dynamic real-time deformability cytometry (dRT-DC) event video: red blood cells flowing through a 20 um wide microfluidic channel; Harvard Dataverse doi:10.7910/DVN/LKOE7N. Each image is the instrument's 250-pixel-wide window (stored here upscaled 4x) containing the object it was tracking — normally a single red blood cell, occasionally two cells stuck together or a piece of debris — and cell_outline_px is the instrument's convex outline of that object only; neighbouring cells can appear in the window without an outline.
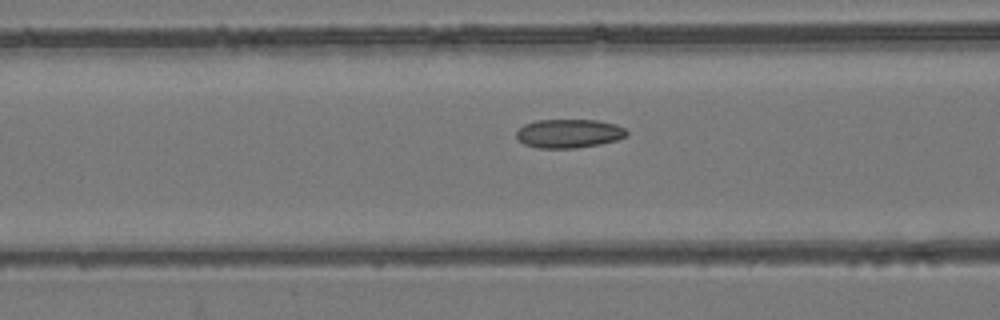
{"species": "common noctule bat (a hibernating species)", "species_latin": "Nyctalus noctula", "temperature_condition": "room temperature", "stored_images_in_passage": 33, "camera_frame_rate_fps": 3000, "um_per_image_px": 0.085, "animal": {"sex": "female", "body_mass_g": 24.6, "forearm_length_mm": 56.2}, "frame": {"image": 1, "passage_image": 18, "time_ms": 5.667, "image_size_px": [1000, 320], "cell_outline_px": [[628, 136], [616, 140], [600, 144], [576, 148], [536, 148], [524, 144], [516, 136], [516, 132], [524, 124], [536, 120], [596, 120], [616, 124], [624, 128], [628, 132]], "centroid_in_image_um": [48.37, 11.35], "position_along_channel_um": 118.2, "area_um2": 18.55}}
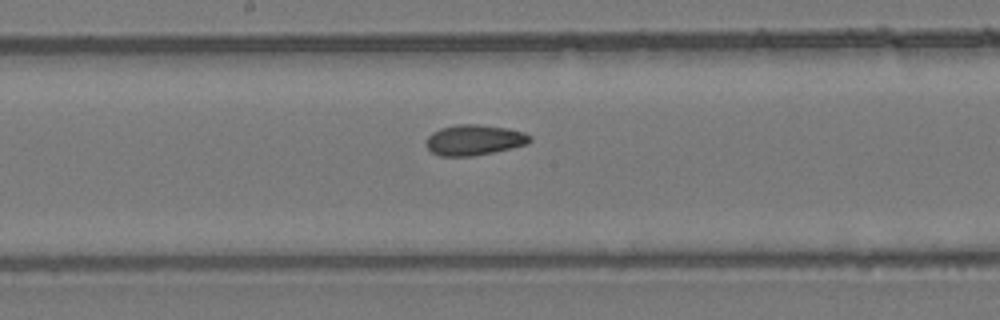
{"frame": {"image": 2, "passage_image": 25, "time_ms": 8.0, "image_size_px": [1000, 320], "cell_outline_px": [[532, 140], [528, 144], [492, 152], [472, 156], [440, 156], [432, 152], [424, 144], [428, 136], [432, 132], [440, 128], [456, 124], [476, 124], [504, 128], [524, 132], [532, 136]], "centroid_in_image_um": [40.28, 11.89], "position_along_channel_um": 207.9, "area_um2": 18.44}}
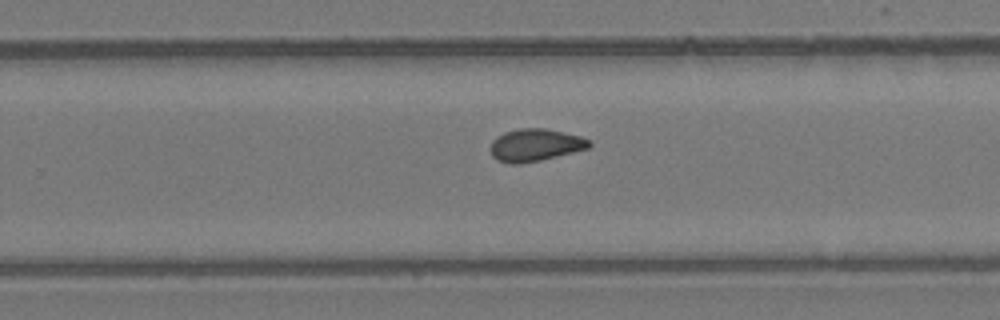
{"frame": {"image": 3, "passage_image": 31, "time_ms": 10.0, "image_size_px": [1000, 320], "cell_outline_px": [[592, 144], [588, 148], [540, 160], [520, 164], [508, 164], [496, 160], [492, 156], [488, 148], [492, 140], [496, 136], [504, 132], [520, 128], [548, 128], [580, 136], [592, 140]], "centroid_in_image_um": [45.45, 12.32], "position_along_channel_um": 284.4, "area_um2": 18.96}}